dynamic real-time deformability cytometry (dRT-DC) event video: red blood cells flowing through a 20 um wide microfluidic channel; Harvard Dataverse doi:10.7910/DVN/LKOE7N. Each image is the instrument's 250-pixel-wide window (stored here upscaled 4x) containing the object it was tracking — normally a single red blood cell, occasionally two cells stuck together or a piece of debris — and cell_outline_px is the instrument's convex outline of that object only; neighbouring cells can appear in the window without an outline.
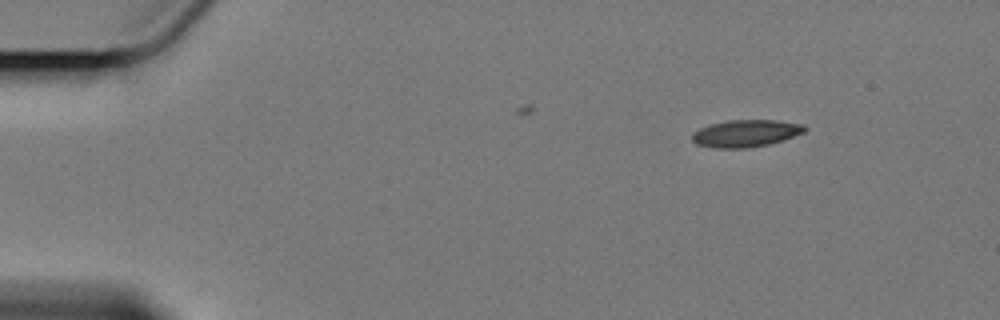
{"species": "Egyptian fruit bat (a non-hibernating species)", "species_latin": "Rousettus aegyptiacus", "temperature_condition": "cold", "stored_images_in_passage": 6, "camera_frame_rate_fps": 3000, "um_per_image_px": 0.085, "animal": {"sex": "female"}, "frame": {"image": 1, "passage_image": 1, "time_ms": 0.0, "image_size_px": [1000, 320], "cell_outline_px": [[808, 128], [804, 132], [784, 140], [768, 144], [744, 148], [716, 148], [696, 144], [692, 140], [692, 132], [700, 128], [712, 124], [728, 120], [776, 120], [804, 124]], "centroid_in_image_um": [63.41, 11.33], "position_along_channel_um": 21.6, "area_um2": 17.8}}